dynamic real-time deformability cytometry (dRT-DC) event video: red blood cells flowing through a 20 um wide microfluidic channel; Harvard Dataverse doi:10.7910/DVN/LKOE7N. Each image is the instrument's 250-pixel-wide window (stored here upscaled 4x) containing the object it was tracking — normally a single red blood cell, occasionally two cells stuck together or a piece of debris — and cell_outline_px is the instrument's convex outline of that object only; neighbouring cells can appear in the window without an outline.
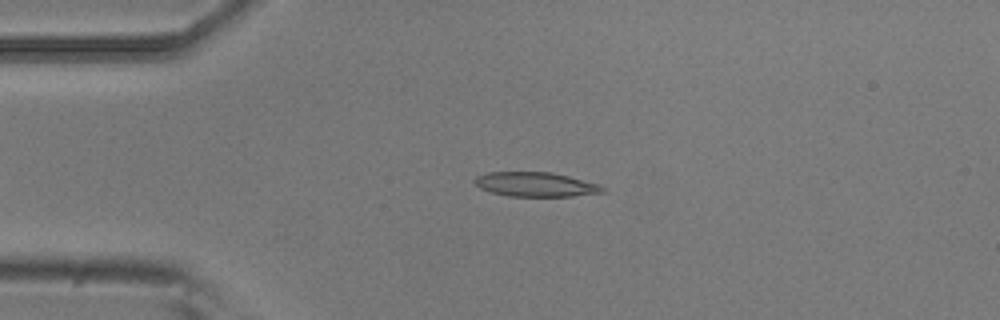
{"species": "common noctule bat (a hibernating species)", "species_latin": "Nyctalus noctula", "temperature_condition": "room temperature", "stored_images_in_passage": 2, "camera_frame_rate_fps": 3000, "um_per_image_px": 0.085, "animal": {"sex": "male", "body_mass_g": 20.5, "forearm_length_mm": 52.5}, "frame": {"image": 1, "passage_image": 2, "time_ms": 0.333, "image_size_px": [1000, 320], "cell_outline_px": [[608, 192], [572, 196], [508, 196], [492, 192], [480, 188], [472, 180], [476, 176], [488, 172], [552, 172], [600, 184], [608, 188]], "centroid_in_image_um": [45.59, 15.67], "position_along_channel_um": 39.4, "area_um2": 18.38}}